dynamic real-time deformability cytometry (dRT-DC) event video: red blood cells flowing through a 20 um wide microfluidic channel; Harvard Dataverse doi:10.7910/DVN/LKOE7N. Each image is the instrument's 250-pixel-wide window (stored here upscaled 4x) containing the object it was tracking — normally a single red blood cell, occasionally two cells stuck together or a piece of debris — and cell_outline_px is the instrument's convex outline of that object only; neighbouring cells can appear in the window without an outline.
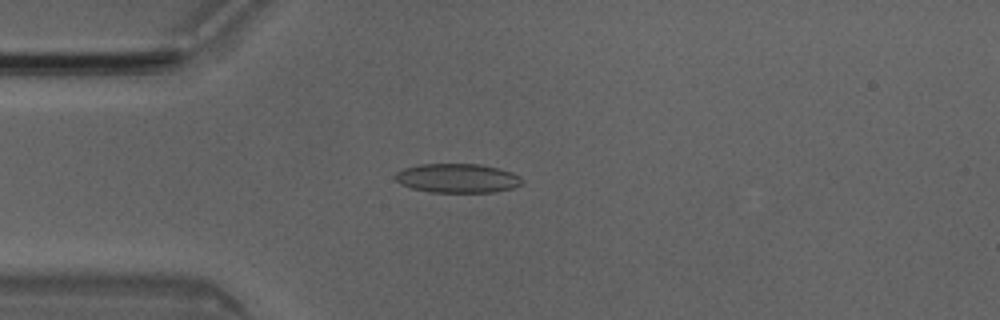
{"species": "Egyptian fruit bat (a non-hibernating species)", "species_latin": "Rousettus aegyptiacus", "temperature_condition": "room temperature", "stored_images_in_passage": 5, "camera_frame_rate_fps": 3000, "um_per_image_px": 0.085, "animal": {"sex": "male"}, "frame": {"image": 1, "passage_image": 4, "time_ms": 1.0, "image_size_px": [1000, 320], "cell_outline_px": [[524, 184], [512, 188], [496, 192], [432, 192], [412, 188], [400, 184], [392, 176], [396, 172], [404, 168], [420, 164], [480, 164], [512, 172], [520, 176], [524, 180]], "centroid_in_image_um": [38.89, 15.15], "position_along_channel_um": 46.1, "area_um2": 21.68}}